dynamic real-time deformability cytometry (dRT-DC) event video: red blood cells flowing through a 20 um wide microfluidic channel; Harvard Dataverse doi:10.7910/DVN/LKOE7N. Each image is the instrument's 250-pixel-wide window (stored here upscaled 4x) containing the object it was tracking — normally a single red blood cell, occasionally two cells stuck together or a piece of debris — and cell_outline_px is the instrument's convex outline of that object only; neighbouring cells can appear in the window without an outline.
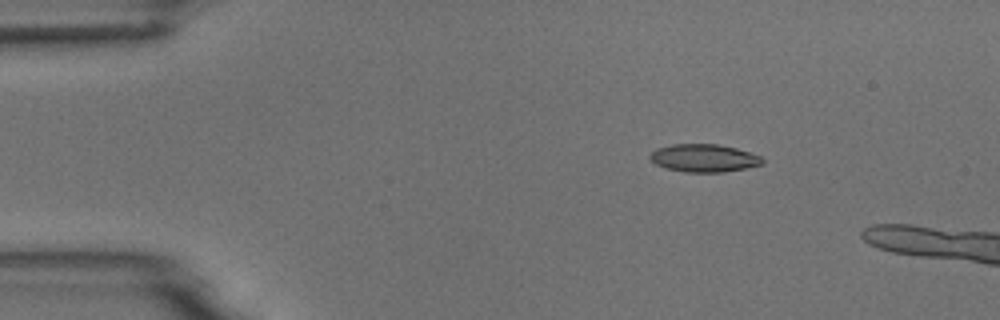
{"species": "common noctule bat (a hibernating species)", "species_latin": "Nyctalus noctula", "temperature_condition": "room temperature", "stored_images_in_passage": 4, "camera_frame_rate_fps": 3000, "um_per_image_px": 0.085, "animal": {"sex": "male", "body_mass_g": 18.8}, "frame": {"image": 1, "passage_image": 2, "time_ms": 1.0, "image_size_px": [1000, 320], "cell_outline_px": [[764, 164], [724, 172], [684, 172], [664, 168], [656, 164], [648, 156], [656, 148], [672, 144], [716, 144], [736, 148], [760, 156], [764, 160]], "centroid_in_image_um": [59.81, 13.44], "position_along_channel_um": 25.2, "area_um2": 18.21}}